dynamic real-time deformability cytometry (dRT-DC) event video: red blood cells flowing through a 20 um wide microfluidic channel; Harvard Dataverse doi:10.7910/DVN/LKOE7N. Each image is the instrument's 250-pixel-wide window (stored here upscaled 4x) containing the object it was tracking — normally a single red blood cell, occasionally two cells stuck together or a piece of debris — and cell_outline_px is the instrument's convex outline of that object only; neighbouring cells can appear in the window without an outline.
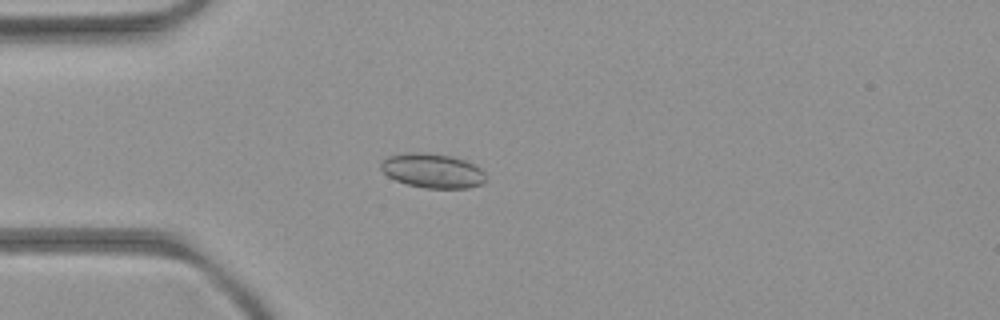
{"species": "common noctule bat (a hibernating species)", "species_latin": "Nyctalus noctula", "temperature_condition": "room temperature", "stored_images_in_passage": 4, "camera_frame_rate_fps": 3000, "um_per_image_px": 0.085, "animal": {"sex": "female", "body_mass_g": 21.9}, "frame": {"image": 1, "passage_image": 4, "time_ms": 3.667, "image_size_px": [1000, 320], "cell_outline_px": [[488, 180], [484, 184], [468, 188], [424, 188], [408, 184], [396, 180], [388, 176], [380, 168], [380, 164], [388, 156], [404, 152], [424, 152], [452, 156], [464, 160], [480, 168], [488, 176]], "centroid_in_image_um": [36.8, 14.51], "position_along_channel_um": 48.2, "area_um2": 21.27}}